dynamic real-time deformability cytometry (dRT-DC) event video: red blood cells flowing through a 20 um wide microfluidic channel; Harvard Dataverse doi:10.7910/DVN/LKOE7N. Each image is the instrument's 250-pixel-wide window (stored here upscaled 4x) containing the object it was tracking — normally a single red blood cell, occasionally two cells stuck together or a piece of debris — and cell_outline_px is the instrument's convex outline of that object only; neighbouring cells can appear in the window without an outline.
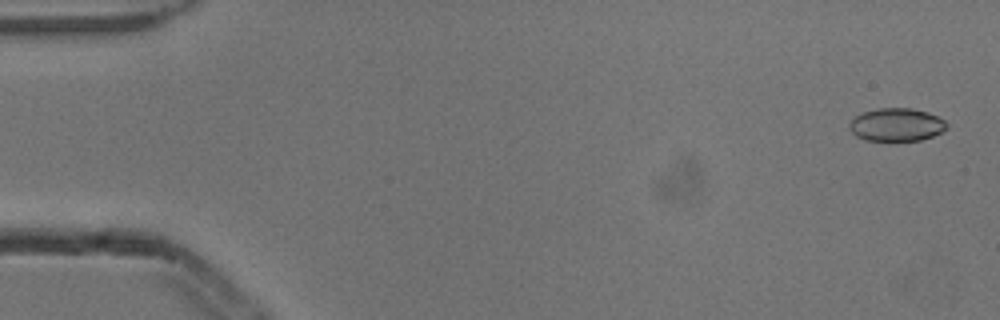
{"species": "common noctule bat (a hibernating species)", "species_latin": "Nyctalus noctula", "temperature_condition": "cold", "stored_images_in_passage": 4, "camera_frame_rate_fps": 3000, "um_per_image_px": 0.085, "animal": {"sex": "male", "body_mass_g": 13.3}, "frame": {"image": 1, "passage_image": 1, "time_ms": 0.0, "image_size_px": [1000, 320], "cell_outline_px": [[948, 128], [932, 136], [920, 140], [864, 140], [856, 136], [848, 128], [848, 124], [856, 116], [864, 112], [880, 108], [912, 108], [928, 112], [944, 120], [948, 124]], "centroid_in_image_um": [76.2, 10.59], "position_along_channel_um": 8.8, "area_um2": 18.61}}
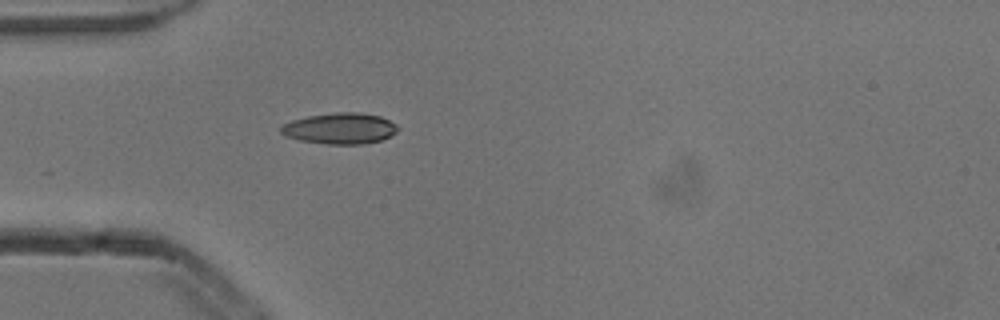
{"frame": {"image": 2, "passage_image": 4, "time_ms": 1.0, "image_size_px": [1000, 320], "cell_outline_px": [[400, 128], [392, 136], [380, 140], [364, 144], [328, 144], [300, 140], [288, 136], [280, 132], [280, 128], [284, 124], [292, 120], [308, 116], [336, 112], [360, 112], [380, 116], [396, 124]], "centroid_in_image_um": [28.94, 10.91], "position_along_channel_um": 56.1, "area_um2": 21.1}}